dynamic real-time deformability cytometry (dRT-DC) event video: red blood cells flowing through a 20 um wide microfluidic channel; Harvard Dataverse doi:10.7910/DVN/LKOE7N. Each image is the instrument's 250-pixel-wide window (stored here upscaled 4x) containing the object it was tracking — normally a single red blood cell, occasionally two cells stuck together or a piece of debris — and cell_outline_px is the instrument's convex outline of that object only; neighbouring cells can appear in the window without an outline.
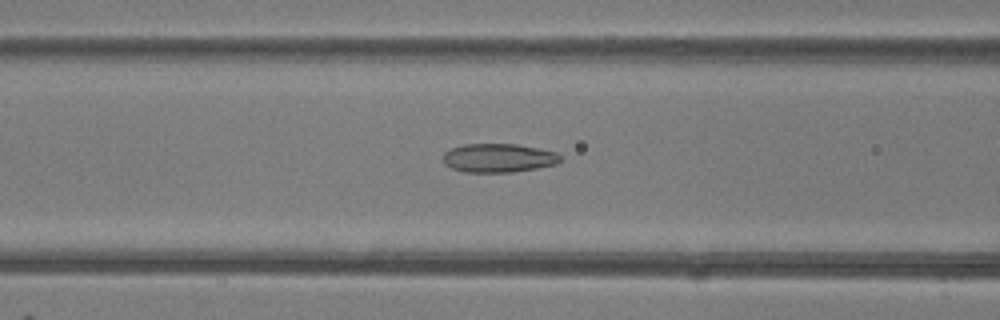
{"species": "common noctule bat (a hibernating species)", "species_latin": "Nyctalus noctula", "temperature_condition": "room temperature", "stored_images_in_passage": 48, "camera_frame_rate_fps": 3000, "um_per_image_px": 0.085, "animal": {"sex": "female"}, "frame": {"image": 1, "passage_image": 19, "time_ms": 6.0, "image_size_px": [1000, 320], "cell_outline_px": [[560, 160], [556, 164], [536, 168], [512, 172], [464, 172], [452, 168], [444, 164], [444, 152], [452, 148], [464, 144], [516, 144], [540, 148], [556, 152], [560, 156]], "centroid_in_image_um": [42.37, 13.42], "position_along_channel_um": 124.2, "area_um2": 19.59}}
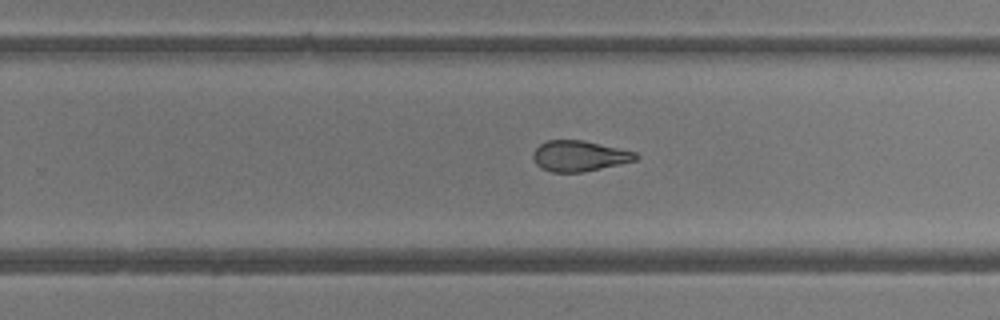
{"frame": {"image": 2, "passage_image": 30, "time_ms": 9.667, "image_size_px": [1000, 320], "cell_outline_px": [[640, 156], [636, 160], [600, 168], [580, 172], [552, 172], [540, 168], [536, 164], [532, 156], [532, 152], [540, 144], [548, 140], [584, 140], [636, 152]], "centroid_in_image_um": [49.21, 13.25], "position_along_channel_um": 280.6, "area_um2": 18.26}}
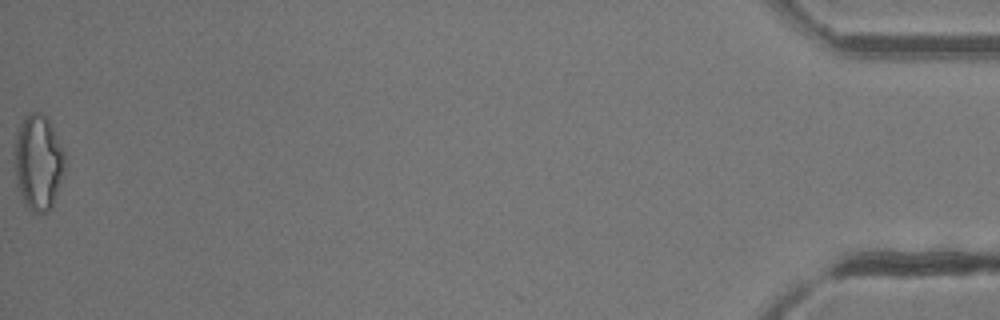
{"frame": {"image": 3, "passage_image": 48, "time_ms": 15.667, "image_size_px": [1000, 320], "cell_outline_px": [[64, 168], [52, 208], [48, 212], [32, 212], [20, 200], [16, 184], [16, 128], [24, 116], [28, 112], [40, 112], [48, 116], [52, 124], [64, 152]], "centroid_in_image_um": [3.24, 13.78], "position_along_channel_um": 432.0, "area_um2": 28.21}, "authors_computed_cell_mechanics": {"area_um2": 20.7791, "velocity_mm_per_s": 4.2677, "shape_relaxation_time_tau1_ms": null, "shape_relaxation_time_tau2_ms": 2.0656, "deformation_change_tau1": null, "deformation_change_tau2": 0.1009}}